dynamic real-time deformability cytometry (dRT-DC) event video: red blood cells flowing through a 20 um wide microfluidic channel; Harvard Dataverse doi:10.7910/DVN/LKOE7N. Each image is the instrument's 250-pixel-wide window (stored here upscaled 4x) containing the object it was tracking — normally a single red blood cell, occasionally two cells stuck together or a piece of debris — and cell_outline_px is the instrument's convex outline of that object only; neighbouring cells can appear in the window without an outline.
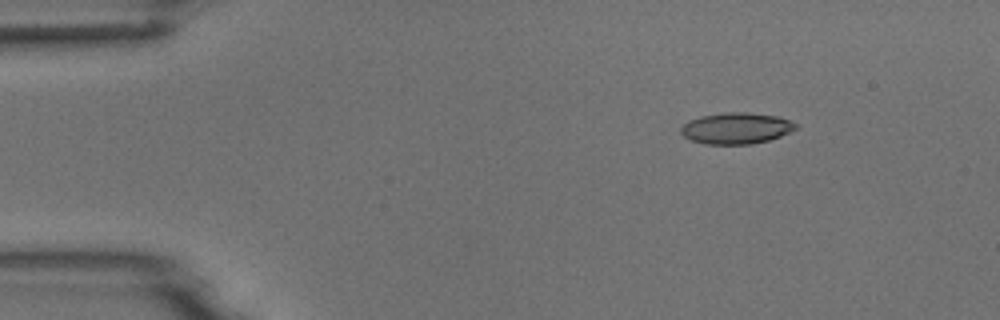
{"species": "common noctule bat (a hibernating species)", "species_latin": "Nyctalus noctula", "temperature_condition": "room temperature", "stored_images_in_passage": 4, "camera_frame_rate_fps": 3000, "um_per_image_px": 0.085, "animal": {"sex": "male", "body_mass_g": 18.8}, "frame": {"image": 1, "passage_image": 1, "time_ms": 0.0, "image_size_px": [1000, 320], "cell_outline_px": [[796, 128], [780, 136], [768, 140], [752, 144], [704, 144], [692, 140], [684, 136], [680, 132], [680, 128], [688, 120], [700, 116], [728, 112], [744, 112], [780, 116], [796, 124]], "centroid_in_image_um": [62.55, 10.9], "position_along_channel_um": 22.5, "area_um2": 20.81}}
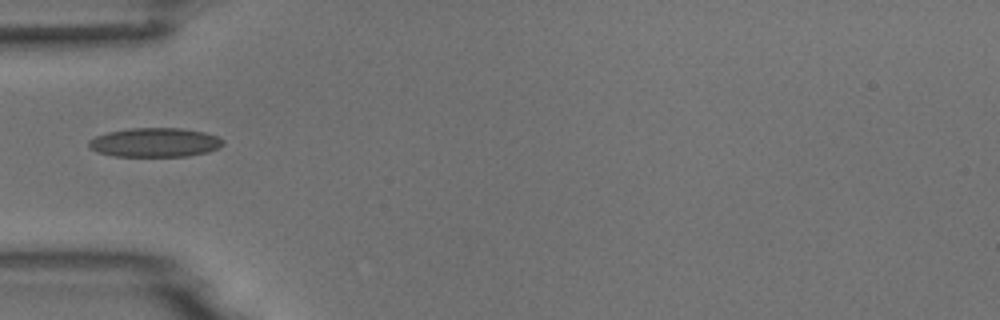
{"frame": {"image": 2, "passage_image": 4, "time_ms": 3.333, "image_size_px": [1000, 320], "cell_outline_px": [[224, 144], [220, 148], [208, 152], [188, 156], [112, 156], [96, 152], [88, 148], [88, 140], [96, 136], [108, 132], [128, 128], [180, 128], [204, 132], [216, 136], [224, 140]], "centroid_in_image_um": [13.15, 12.11], "position_along_channel_um": 71.8, "area_um2": 23.0}}